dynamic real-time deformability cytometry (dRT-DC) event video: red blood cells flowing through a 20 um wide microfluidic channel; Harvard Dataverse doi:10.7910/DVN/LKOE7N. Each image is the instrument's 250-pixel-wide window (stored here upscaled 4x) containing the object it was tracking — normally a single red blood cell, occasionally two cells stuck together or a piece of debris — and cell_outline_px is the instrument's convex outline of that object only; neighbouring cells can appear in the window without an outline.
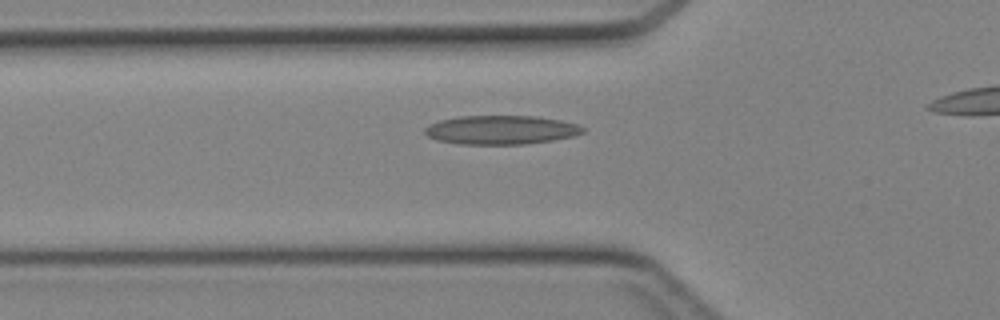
{"species": "Egyptian fruit bat (a non-hibernating species)", "species_latin": "Rousettus aegyptiacus", "temperature_condition": "cold", "stored_images_in_passage": 31, "camera_frame_rate_fps": 3000, "um_per_image_px": 0.085, "animal": {"sex": "female"}, "frame": {"image": 1, "passage_image": 6, "time_ms": 1.667, "image_size_px": [1000, 320], "cell_outline_px": [[584, 132], [572, 136], [552, 140], [524, 144], [460, 144], [436, 140], [428, 136], [424, 132], [424, 128], [428, 124], [440, 120], [460, 116], [536, 116], [560, 120], [580, 124], [584, 128]], "centroid_in_image_um": [42.57, 11.03], "position_along_channel_um": 83.2, "area_um2": 26.65}}
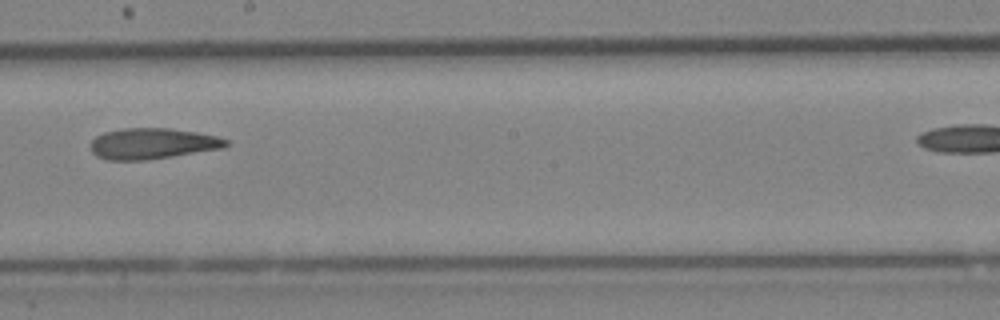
{"frame": {"image": 2, "passage_image": 16, "time_ms": 5.0, "image_size_px": [1000, 320], "cell_outline_px": [[228, 144], [224, 148], [148, 160], [108, 160], [96, 156], [92, 152], [92, 140], [96, 136], [104, 132], [124, 128], [168, 128], [196, 132], [216, 136], [228, 140]], "centroid_in_image_um": [12.96, 12.21], "position_along_channel_um": 235.2, "area_um2": 24.33}}
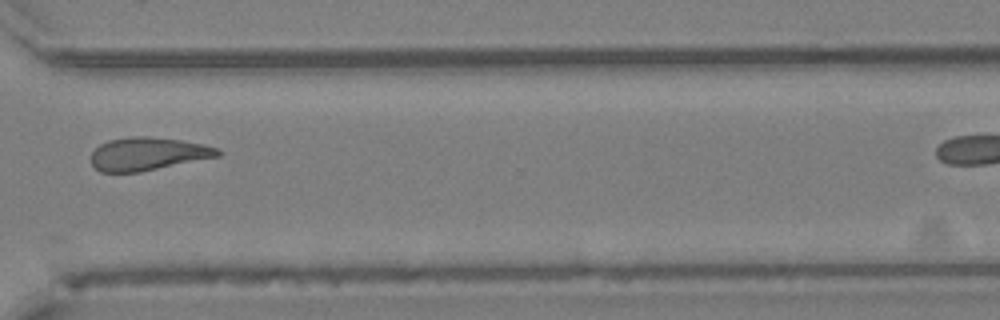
{"frame": {"image": 3, "passage_image": 24, "time_ms": 7.667, "image_size_px": [1000, 320], "cell_outline_px": [[220, 156], [140, 172], [100, 172], [92, 164], [92, 152], [100, 144], [108, 140], [128, 136], [144, 136], [180, 140], [204, 144], [220, 148]], "centroid_in_image_um": [12.57, 13.07], "position_along_channel_um": 358.0, "area_um2": 24.39}}